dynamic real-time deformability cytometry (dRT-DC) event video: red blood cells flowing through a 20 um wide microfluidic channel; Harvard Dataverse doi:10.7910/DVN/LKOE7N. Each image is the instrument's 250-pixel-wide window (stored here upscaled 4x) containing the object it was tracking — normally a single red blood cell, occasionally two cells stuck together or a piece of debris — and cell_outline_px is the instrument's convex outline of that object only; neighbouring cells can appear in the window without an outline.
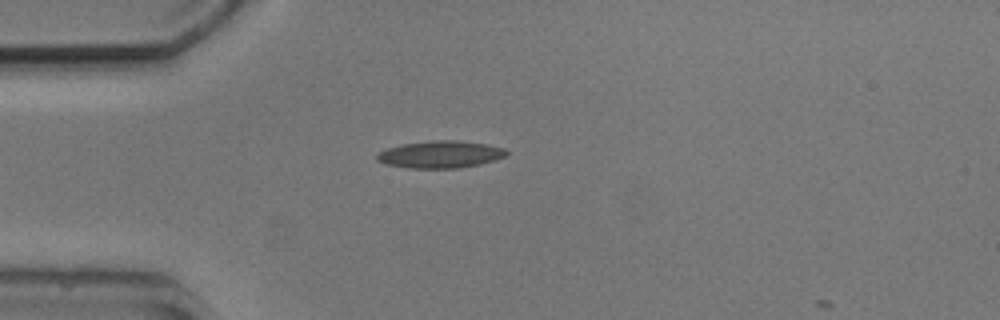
{"species": "common noctule bat (a hibernating species)", "species_latin": "Nyctalus noctula", "temperature_condition": "cold", "stored_images_in_passage": 2, "camera_frame_rate_fps": 3000, "um_per_image_px": 0.085, "animal": {"sex": "male", "body_mass_g": 20.5, "forearm_length_mm": 52.5}, "frame": {"image": 1, "passage_image": 1, "time_ms": 0.0, "image_size_px": [1000, 320], "cell_outline_px": [[508, 152], [504, 156], [480, 164], [460, 168], [408, 168], [388, 164], [376, 160], [376, 156], [380, 152], [388, 148], [404, 144], [432, 140], [460, 140], [488, 144], [504, 148]], "centroid_in_image_um": [37.45, 13.12], "position_along_channel_um": 47.6, "area_um2": 20.35}}